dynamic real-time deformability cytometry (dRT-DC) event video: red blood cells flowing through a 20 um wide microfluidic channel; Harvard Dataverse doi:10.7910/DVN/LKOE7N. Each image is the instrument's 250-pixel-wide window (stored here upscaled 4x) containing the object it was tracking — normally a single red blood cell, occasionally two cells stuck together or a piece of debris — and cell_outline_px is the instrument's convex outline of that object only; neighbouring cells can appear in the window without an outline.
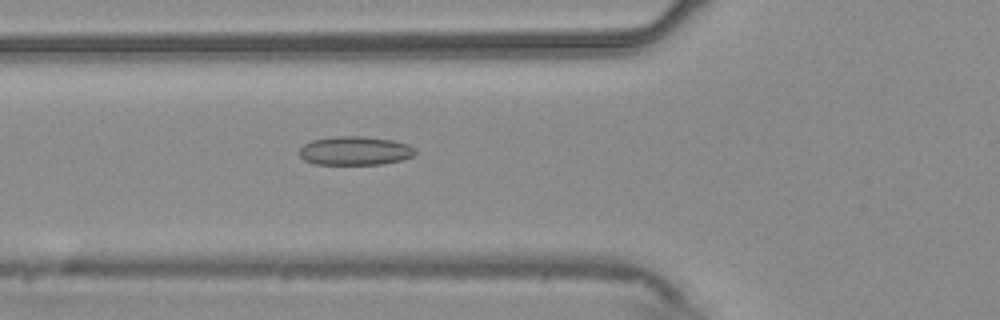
{"species": "common noctule bat (a hibernating species)", "species_latin": "Nyctalus noctula", "temperature_condition": "warm", "stored_images_in_passage": 55, "camera_frame_rate_fps": 3000, "um_per_image_px": 0.085, "animal": {"sex": "male", "body_mass_g": 20.4}, "frame": {"image": 1, "passage_image": 20, "time_ms": 6.333, "image_size_px": [1000, 320], "cell_outline_px": [[416, 152], [412, 156], [400, 160], [380, 164], [312, 164], [304, 160], [300, 156], [300, 148], [304, 144], [312, 140], [336, 136], [364, 136], [392, 140], [408, 144], [416, 148]], "centroid_in_image_um": [30.17, 12.81], "position_along_channel_um": 95.6, "area_um2": 19.42}}
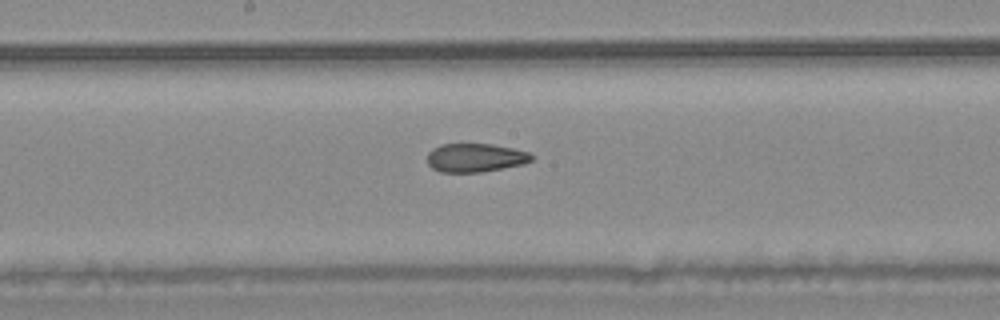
{"frame": {"image": 2, "passage_image": 29, "time_ms": 9.333, "image_size_px": [1000, 320], "cell_outline_px": [[536, 156], [532, 160], [524, 164], [480, 172], [440, 172], [432, 168], [428, 164], [428, 152], [432, 148], [440, 144], [492, 144], [532, 152]], "centroid_in_image_um": [40.43, 13.4], "position_along_channel_um": 207.8, "area_um2": 17.57}}
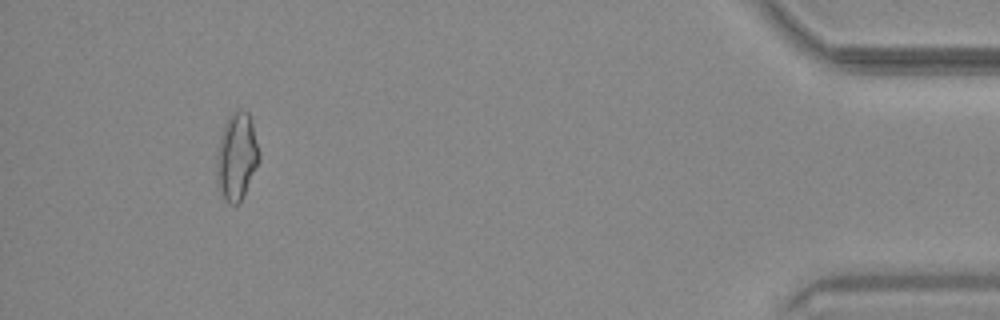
{"frame": {"image": 3, "passage_image": 51, "time_ms": 16.667, "image_size_px": [1000, 320], "cell_outline_px": [[260, 160], [240, 200], [236, 204], [228, 204], [224, 200], [216, 180], [216, 152], [220, 136], [224, 124], [228, 116], [236, 108], [240, 108], [248, 112], [252, 124], [260, 152]], "centroid_in_image_um": [20.09, 13.26], "position_along_channel_um": 415.1, "area_um2": 21.73}, "authors_computed_cell_mechanics": {"area_um2": 19.2474, "velocity_mm_per_s": 3.727, "shape_relaxation_time_tau1_ms": null, "shape_relaxation_time_tau2_ms": 2.4365, "deformation_change_tau1": null, "deformation_change_tau2": 0.0858}}